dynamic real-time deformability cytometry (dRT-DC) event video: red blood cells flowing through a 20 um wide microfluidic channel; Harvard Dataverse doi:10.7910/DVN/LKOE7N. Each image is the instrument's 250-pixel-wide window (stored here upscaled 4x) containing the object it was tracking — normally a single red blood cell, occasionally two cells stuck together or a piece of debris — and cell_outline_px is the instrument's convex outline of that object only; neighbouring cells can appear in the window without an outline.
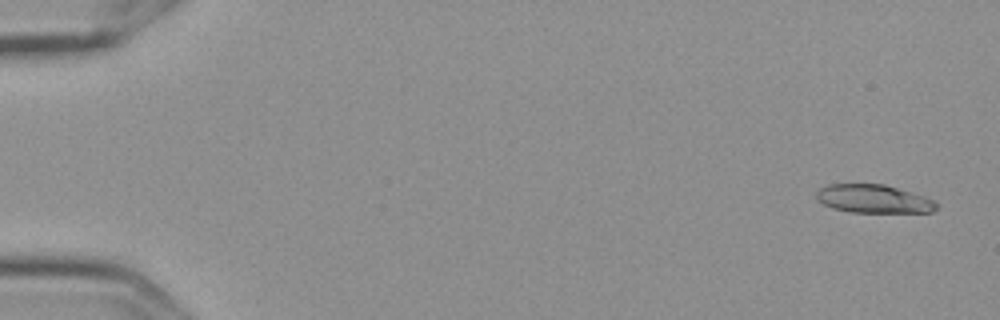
{"species": "Egyptian fruit bat (a non-hibernating species)", "species_latin": "Rousettus aegyptiacus", "temperature_condition": "cold", "stored_images_in_passage": 7, "camera_frame_rate_fps": 3000, "um_per_image_px": 0.085, "frame": {"image": 1, "passage_image": 1, "time_ms": 0.0, "image_size_px": [1000, 320], "cell_outline_px": [[940, 204], [932, 212], [848, 212], [832, 208], [824, 204], [816, 196], [816, 192], [820, 188], [828, 184], [884, 184], [924, 196]], "centroid_in_image_um": [74.25, 16.9], "position_along_channel_um": 10.7, "area_um2": 19.71}}
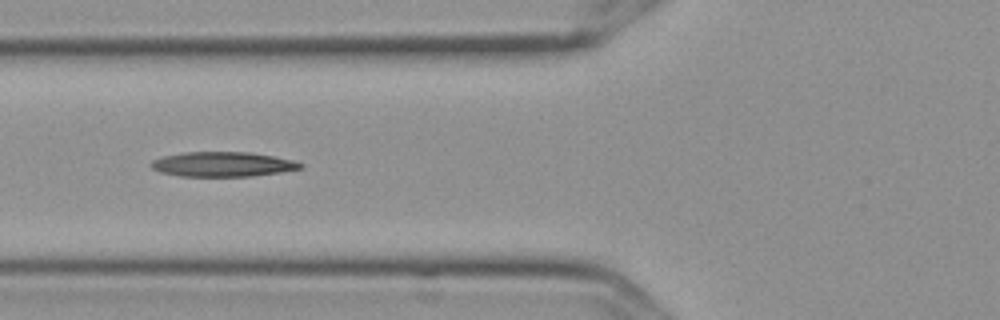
{"frame": {"image": 2, "passage_image": 6, "time_ms": 1.667, "image_size_px": [1000, 320], "cell_outline_px": [[304, 168], [280, 172], [252, 176], [180, 176], [160, 172], [152, 168], [148, 164], [152, 160], [164, 156], [184, 152], [248, 152], [272, 156], [292, 160], [304, 164]], "centroid_in_image_um": [18.91, 13.96], "position_along_channel_um": 106.9, "area_um2": 21.5}}
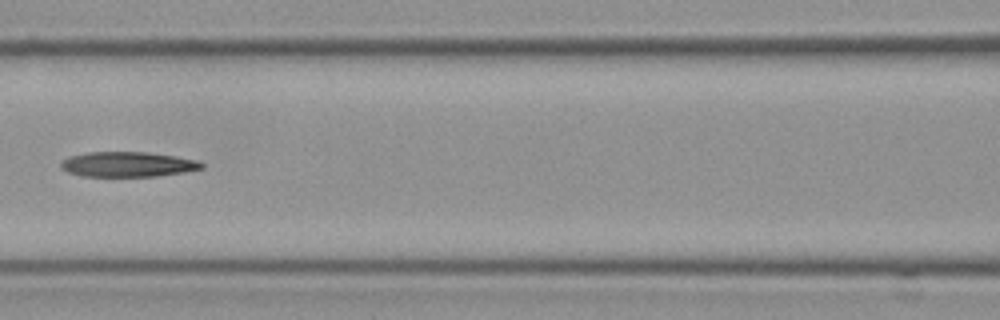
{"frame": {"image": 3, "passage_image": 7, "time_ms": 2.0, "image_size_px": [1000, 320], "cell_outline_px": [[204, 168], [184, 172], [156, 176], [84, 176], [68, 172], [60, 168], [60, 160], [68, 156], [88, 152], [148, 152], [176, 156], [196, 160], [204, 164]], "centroid_in_image_um": [10.83, 13.96], "position_along_channel_um": 155.8, "area_um2": 20.63}}